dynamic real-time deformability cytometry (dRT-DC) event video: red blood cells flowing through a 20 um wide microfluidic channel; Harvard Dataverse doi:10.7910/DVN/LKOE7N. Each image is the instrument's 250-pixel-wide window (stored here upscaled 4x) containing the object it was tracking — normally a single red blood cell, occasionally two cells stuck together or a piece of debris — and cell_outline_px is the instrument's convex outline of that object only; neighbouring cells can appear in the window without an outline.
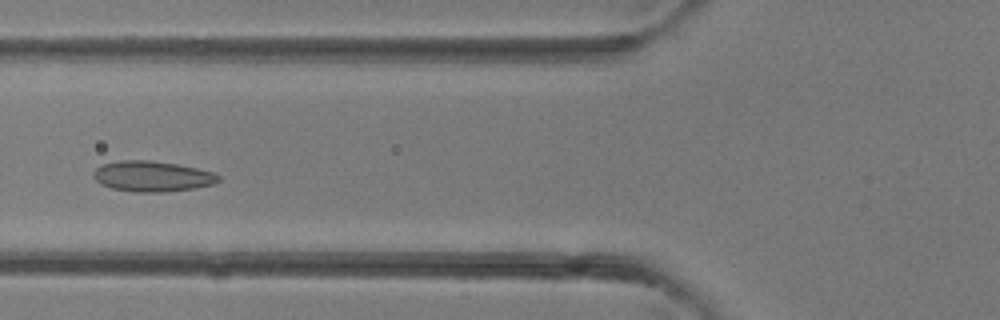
{"species": "common noctule bat (a hibernating species)", "species_latin": "Nyctalus noctula", "temperature_condition": "room temperature", "stored_images_in_passage": 37, "camera_frame_rate_fps": 3000, "um_per_image_px": 0.085, "animal": {"sex": "female"}, "frame": {"image": 1, "passage_image": 13, "time_ms": 4.0, "image_size_px": [1000, 320], "cell_outline_px": [[220, 180], [212, 184], [196, 188], [164, 192], [136, 192], [112, 188], [100, 184], [92, 176], [96, 168], [104, 164], [120, 160], [148, 160], [176, 164], [216, 172], [220, 176]], "centroid_in_image_um": [12.96, 14.99], "position_along_channel_um": 112.8, "area_um2": 22.25}}
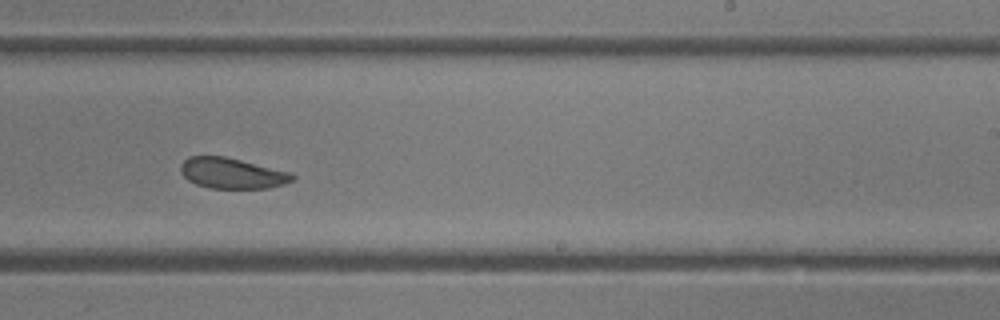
{"frame": {"image": 2, "passage_image": 22, "time_ms": 7.0, "image_size_px": [1000, 320], "cell_outline_px": [[296, 176], [292, 180], [284, 184], [268, 188], [208, 188], [196, 184], [188, 180], [180, 172], [180, 164], [188, 156], [224, 156], [292, 172]], "centroid_in_image_um": [19.71, 14.72], "position_along_channel_um": 269.3, "area_um2": 20.06}}
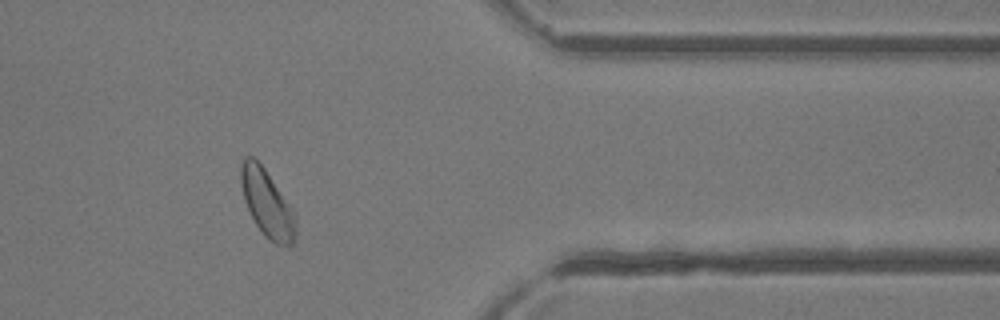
{"frame": {"image": 3, "passage_image": 30, "time_ms": 9.667, "image_size_px": [1000, 320], "cell_outline_px": [[296, 232], [292, 244], [276, 244], [268, 240], [264, 236], [256, 224], [244, 200], [240, 184], [240, 164], [244, 156], [252, 156], [264, 168], [296, 212]], "centroid_in_image_um": [22.7, 17.27], "position_along_channel_um": 388.7, "area_um2": 21.56}}